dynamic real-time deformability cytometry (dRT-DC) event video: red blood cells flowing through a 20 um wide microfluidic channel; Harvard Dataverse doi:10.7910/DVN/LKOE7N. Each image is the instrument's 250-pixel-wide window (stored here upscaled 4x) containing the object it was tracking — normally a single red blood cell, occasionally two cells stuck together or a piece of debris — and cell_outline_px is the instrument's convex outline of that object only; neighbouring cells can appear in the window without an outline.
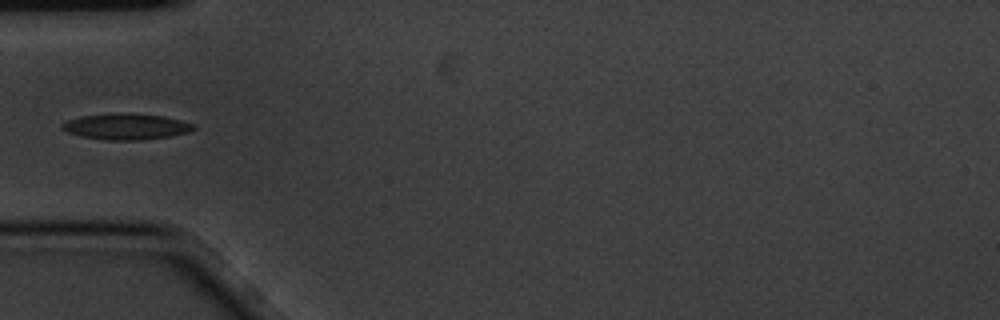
{"species": "common noctule bat (a hibernating species)", "species_latin": "Nyctalus noctula", "temperature_condition": "cold", "stored_images_in_passage": 8, "camera_frame_rate_fps": 3000, "um_per_image_px": 0.085, "animal": {"sex": "male", "body_mass_g": 20.1, "forearm_length_mm": 53.5}, "frame": {"image": 1, "passage_image": 2, "time_ms": 0.333, "image_size_px": [1000, 320], "cell_outline_px": [[196, 128], [188, 132], [172, 136], [140, 140], [108, 140], [80, 136], [68, 132], [60, 128], [60, 124], [68, 120], [80, 116], [160, 116], [180, 120], [192, 124]], "centroid_in_image_um": [10.7, 10.82], "position_along_channel_um": 74.3, "area_um2": 18.73}}
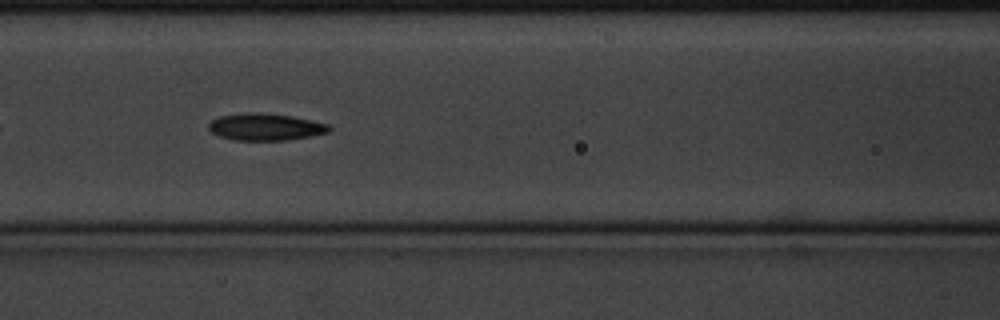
{"frame": {"image": 2, "passage_image": 4, "time_ms": 1.0, "image_size_px": [1000, 320], "cell_outline_px": [[332, 128], [328, 132], [312, 136], [288, 140], [232, 140], [216, 136], [208, 128], [208, 124], [212, 120], [220, 116], [292, 116], [328, 124]], "centroid_in_image_um": [22.6, 10.86], "position_along_channel_um": 144.0, "area_um2": 17.86}}
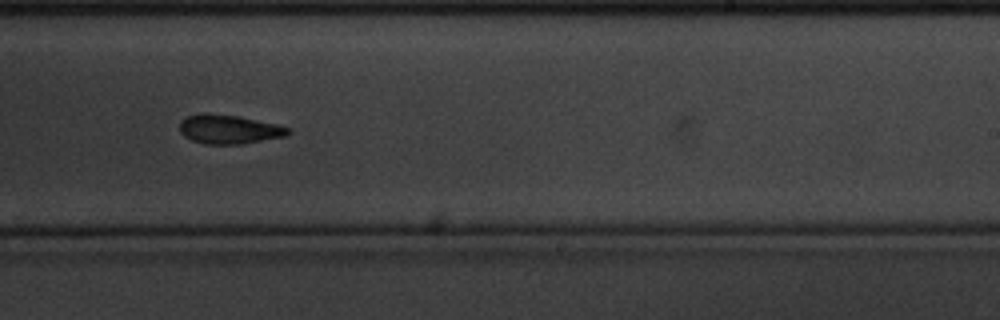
{"frame": {"image": 3, "passage_image": 7, "time_ms": 2.0, "image_size_px": [1000, 320], "cell_outline_px": [[292, 132], [284, 136], [240, 144], [204, 144], [192, 140], [184, 136], [180, 132], [180, 120], [188, 116], [236, 116], [276, 124], [292, 128]], "centroid_in_image_um": [19.51, 11.03], "position_along_channel_um": 269.5, "area_um2": 17.57}}